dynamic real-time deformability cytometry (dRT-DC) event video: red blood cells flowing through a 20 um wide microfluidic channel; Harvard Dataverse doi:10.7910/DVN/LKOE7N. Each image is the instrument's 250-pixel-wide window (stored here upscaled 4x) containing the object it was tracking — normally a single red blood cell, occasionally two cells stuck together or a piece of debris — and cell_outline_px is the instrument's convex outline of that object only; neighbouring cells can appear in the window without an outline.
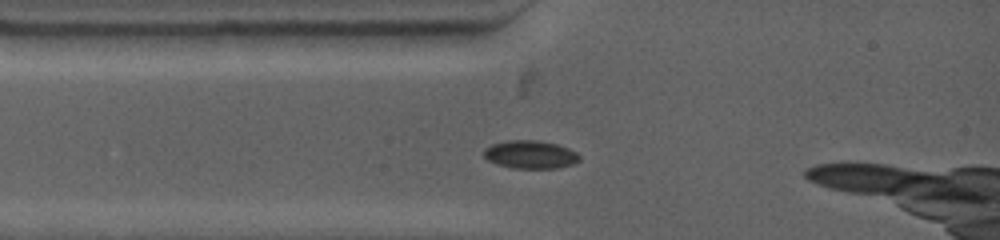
{"species": "common noctule bat (a hibernating species)", "species_latin": "Nyctalus noctula", "temperature_condition": "warm", "stored_images_in_passage": 9, "segment_of_instrument_passage": [1, 2], "camera_frame_rate_fps": 4500, "um_per_image_px": 0.085, "animal": {"sex": "female", "body_mass_g": 19.0, "forearm_length_mm": 53.3}, "frame": {"image": 1, "passage_image": 3, "time_ms": 1.333, "image_size_px": [1000, 240], "cell_outline_px": [[580, 160], [572, 164], [556, 168], [512, 168], [496, 164], [488, 160], [484, 156], [484, 148], [492, 144], [508, 140], [540, 140], [556, 144], [568, 148], [576, 152], [580, 156]], "centroid_in_image_um": [45.07, 13.13], "position_along_channel_um": 39.9, "area_um2": 15.66}}
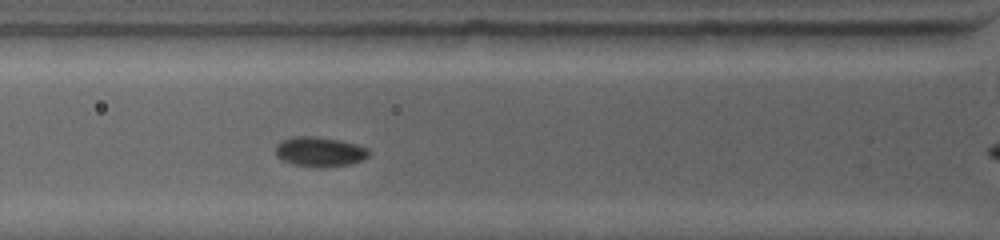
{"frame": {"image": 2, "passage_image": 6, "time_ms": 2.889, "image_size_px": [1000, 240], "cell_outline_px": [[368, 156], [360, 160], [348, 164], [292, 164], [280, 160], [276, 156], [276, 144], [292, 136], [316, 136], [340, 140], [356, 144], [368, 148]], "centroid_in_image_um": [27.12, 12.83], "position_along_channel_um": 98.7, "area_um2": 15.37}}
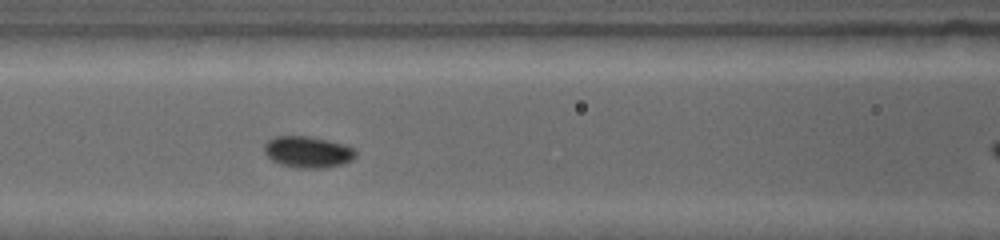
{"frame": {"image": 3, "passage_image": 8, "time_ms": 4.0, "image_size_px": [1000, 240], "cell_outline_px": [[356, 156], [352, 160], [344, 164], [324, 168], [296, 168], [280, 164], [272, 160], [264, 152], [264, 144], [268, 140], [276, 136], [308, 136], [328, 140], [344, 144], [352, 148], [356, 152]], "centroid_in_image_um": [26.17, 12.92], "position_along_channel_um": 140.4, "area_um2": 16.82}}